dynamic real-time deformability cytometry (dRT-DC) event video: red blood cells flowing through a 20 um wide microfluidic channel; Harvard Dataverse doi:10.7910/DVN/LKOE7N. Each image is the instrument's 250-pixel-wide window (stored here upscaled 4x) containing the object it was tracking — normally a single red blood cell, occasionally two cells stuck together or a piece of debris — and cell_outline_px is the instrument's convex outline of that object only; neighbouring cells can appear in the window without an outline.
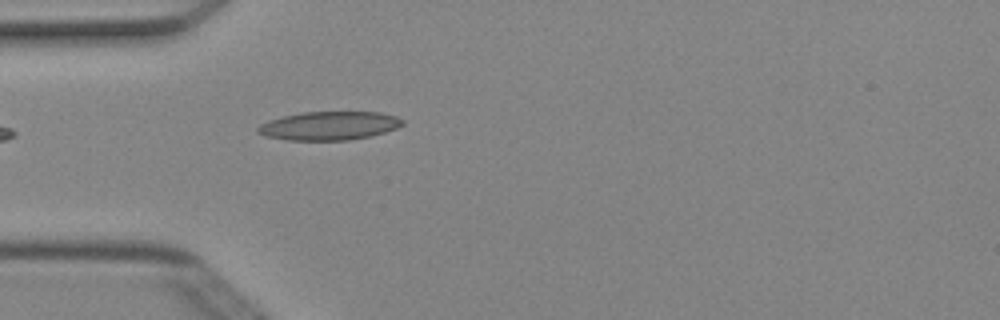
{"species": "Egyptian fruit bat (a non-hibernating species)", "species_latin": "Rousettus aegyptiacus", "temperature_condition": "cold", "stored_images_in_passage": 4, "camera_frame_rate_fps": 3000, "um_per_image_px": 0.085, "animal": {"sex": "female"}, "frame": {"image": 1, "passage_image": 4, "time_ms": 1.0, "image_size_px": [1000, 320], "cell_outline_px": [[404, 124], [396, 128], [372, 136], [348, 140], [288, 140], [264, 136], [256, 132], [256, 128], [260, 124], [268, 120], [300, 112], [380, 112], [396, 116], [404, 120]], "centroid_in_image_um": [27.96, 10.69], "position_along_channel_um": 57.0, "area_um2": 24.22}}